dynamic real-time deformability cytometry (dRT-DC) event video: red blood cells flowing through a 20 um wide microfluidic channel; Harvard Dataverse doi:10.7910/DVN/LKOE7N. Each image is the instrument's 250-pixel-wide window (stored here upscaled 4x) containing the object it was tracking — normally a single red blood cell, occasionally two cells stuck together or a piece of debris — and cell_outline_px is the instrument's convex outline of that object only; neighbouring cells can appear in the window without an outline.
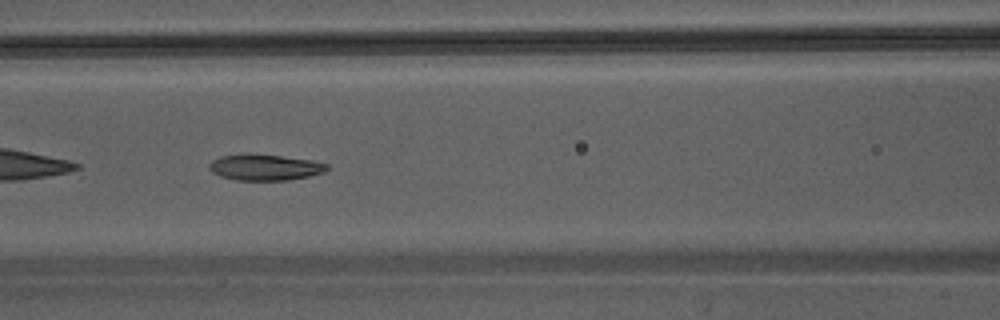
{"species": "Egyptian fruit bat (a non-hibernating species)", "species_latin": "Rousettus aegyptiacus", "temperature_condition": "warm", "stored_images_in_passage": 20, "camera_frame_rate_fps": 3000, "um_per_image_px": 0.085, "animal": {"sex": "male"}, "frame": {"image": 1, "passage_image": 6, "time_ms": 1.667, "image_size_px": [1000, 320], "cell_outline_px": [[328, 168], [324, 172], [308, 176], [288, 180], [236, 180], [220, 176], [212, 172], [208, 168], [208, 164], [212, 160], [220, 156], [280, 156], [312, 160], [328, 164]], "centroid_in_image_um": [22.53, 14.26], "position_along_channel_um": 144.1, "area_um2": 17.22}}